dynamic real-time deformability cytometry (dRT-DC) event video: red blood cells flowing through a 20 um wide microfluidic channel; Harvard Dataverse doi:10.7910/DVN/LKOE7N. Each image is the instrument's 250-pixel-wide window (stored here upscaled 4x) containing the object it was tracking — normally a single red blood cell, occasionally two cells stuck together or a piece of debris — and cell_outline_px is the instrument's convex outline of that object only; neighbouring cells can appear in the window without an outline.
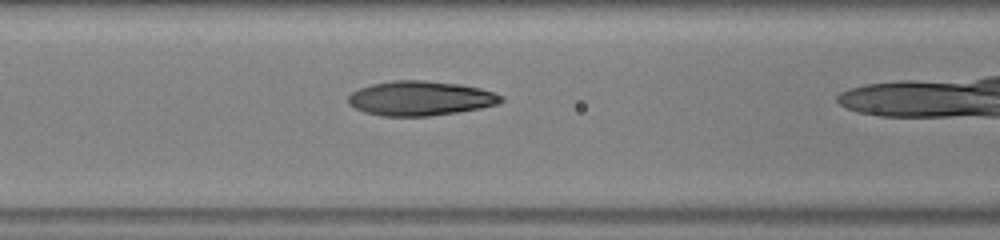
{"species": "human", "species_latin": "Homo sapiens", "temperature_condition": "warm", "stored_images_in_passage": 36, "camera_frame_rate_fps": 3000, "um_per_image_px": 0.085, "donor": {"sex": "male"}, "frame": {"image": 1, "passage_image": 16, "time_ms": 5.0, "image_size_px": [1000, 240], "cell_outline_px": [[504, 100], [500, 104], [480, 108], [456, 112], [428, 116], [380, 116], [364, 112], [348, 104], [348, 96], [352, 92], [360, 88], [372, 84], [392, 80], [424, 80], [460, 84], [480, 88], [504, 96]], "centroid_in_image_um": [35.73, 8.35], "position_along_channel_um": 130.9, "area_um2": 30.87}}
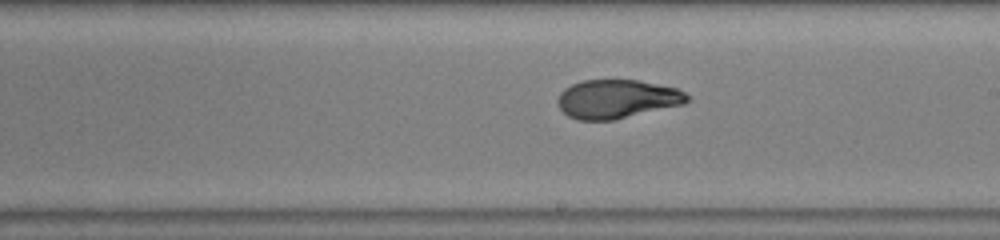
{"frame": {"image": 2, "passage_image": 24, "time_ms": 7.667, "image_size_px": [1000, 240], "cell_outline_px": [[688, 100], [684, 104], [612, 120], [580, 120], [568, 116], [560, 108], [556, 100], [560, 92], [564, 88], [572, 84], [584, 80], [636, 80], [676, 88], [684, 92], [688, 96]], "centroid_in_image_um": [52.4, 8.41], "position_along_channel_um": 236.6, "area_um2": 28.96}}
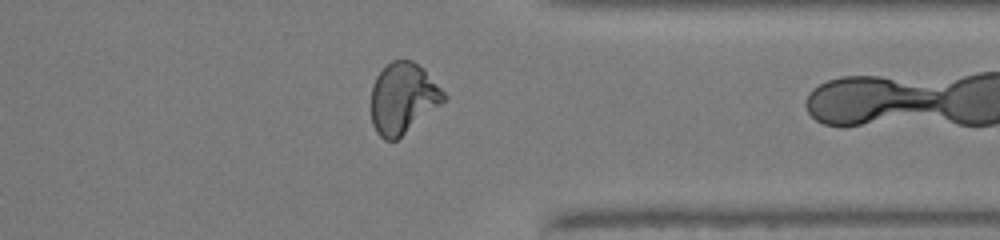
{"frame": {"image": 3, "passage_image": 35, "time_ms": 11.333, "image_size_px": [1000, 240], "cell_outline_px": [[448, 100], [396, 140], [384, 140], [376, 132], [372, 124], [372, 84], [376, 76], [392, 60], [412, 60], [424, 68], [448, 96]], "centroid_in_image_um": [34.29, 8.35], "position_along_channel_um": 377.1, "area_um2": 30.17}}